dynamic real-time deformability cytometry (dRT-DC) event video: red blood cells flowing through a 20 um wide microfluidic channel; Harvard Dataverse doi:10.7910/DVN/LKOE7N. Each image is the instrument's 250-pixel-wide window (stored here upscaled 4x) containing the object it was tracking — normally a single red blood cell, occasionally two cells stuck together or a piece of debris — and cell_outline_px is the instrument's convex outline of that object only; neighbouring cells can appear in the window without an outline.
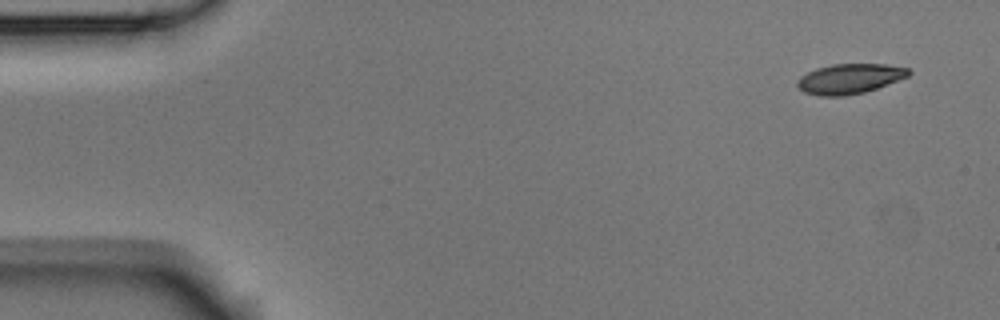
{"species": "Egyptian fruit bat (a non-hibernating species)", "species_latin": "Rousettus aegyptiacus", "temperature_condition": "room temperature", "stored_images_in_passage": 3, "camera_frame_rate_fps": 3000, "um_per_image_px": 0.085, "animal": {"sex": "male"}, "frame": {"image": 1, "passage_image": 1, "time_ms": 0.0, "image_size_px": [1000, 320], "cell_outline_px": [[912, 72], [908, 76], [876, 88], [864, 92], [844, 96], [820, 96], [804, 92], [796, 84], [796, 80], [800, 76], [816, 68], [832, 64], [888, 64], [908, 68]], "centroid_in_image_um": [72.2, 6.68], "position_along_channel_um": 12.8, "area_um2": 19.42}}